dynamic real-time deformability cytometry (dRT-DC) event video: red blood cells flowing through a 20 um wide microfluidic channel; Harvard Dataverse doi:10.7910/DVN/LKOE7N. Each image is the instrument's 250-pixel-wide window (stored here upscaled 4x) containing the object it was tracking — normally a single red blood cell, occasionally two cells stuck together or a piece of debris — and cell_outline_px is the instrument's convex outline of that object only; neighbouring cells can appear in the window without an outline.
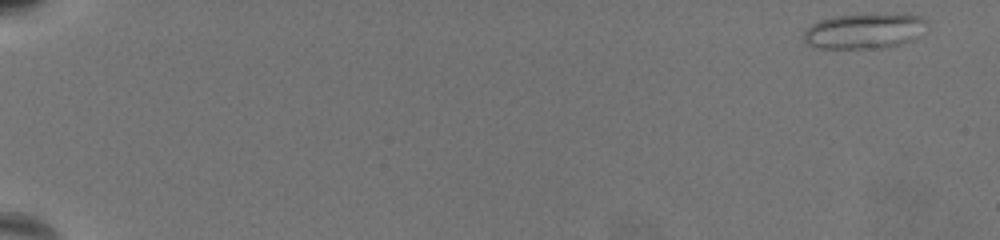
{"species": "common noctule bat (a hibernating species)", "species_latin": "Nyctalus noctula", "temperature_condition": "warm", "stored_images_in_passage": 67, "camera_frame_rate_fps": 3000, "um_per_image_px": 0.085, "animal": {"sex": "female", "body_mass_g": 19.5, "forearm_length_mm": 54.1}, "frame": {"image": 1, "passage_image": 1, "time_ms": 0.0, "image_size_px": [1000, 240], "cell_outline_px": [[924, 20], [912, 40], [900, 44], [880, 48], [820, 48], [808, 44], [804, 36], [804, 32], [812, 24], [820, 20], [832, 16], [920, 16]], "centroid_in_image_um": [73.32, 2.68], "position_along_channel_um": 11.7, "area_um2": 23.7}}
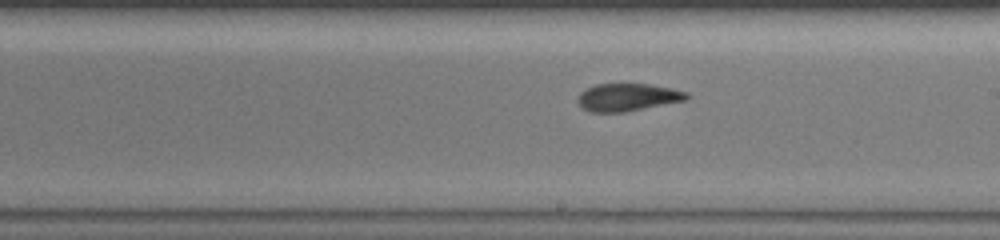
{"frame": {"image": 2, "passage_image": 41, "time_ms": 13.333, "image_size_px": [1000, 240], "cell_outline_px": [[688, 100], [624, 112], [592, 112], [584, 108], [580, 104], [580, 92], [596, 84], [648, 84], [672, 88], [688, 92]], "centroid_in_image_um": [53.42, 8.26], "position_along_channel_um": 235.6, "area_um2": 17.28}}
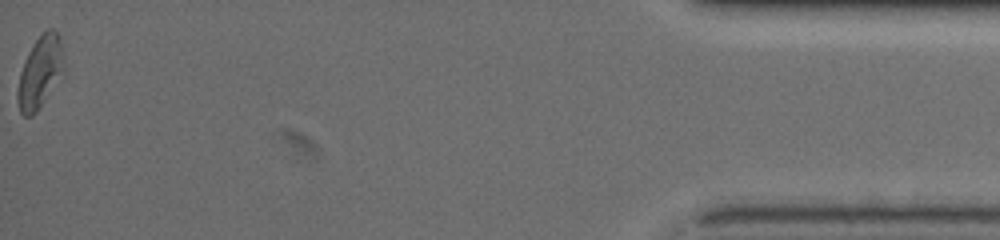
{"frame": {"image": 3, "passage_image": 67, "time_ms": 22.0, "image_size_px": [1000, 240], "cell_outline_px": [[64, 68], [36, 112], [32, 116], [24, 116], [20, 112], [16, 96], [20, 72], [28, 52], [32, 44], [48, 28], [52, 28], [60, 36]], "centroid_in_image_um": [3.37, 6.11], "position_along_channel_um": 431.8, "area_um2": 18.79}, "authors_computed_cell_mechanics": {"area_um2": 18.0914, "velocity_mm_per_s": 3.1855, "shape_relaxation_time_tau1_ms": 7.3875, "shape_relaxation_time_tau2_ms": 2.3065, "deformation_change_tau1": 0.1862, "deformation_change_tau2": 0.0911}}